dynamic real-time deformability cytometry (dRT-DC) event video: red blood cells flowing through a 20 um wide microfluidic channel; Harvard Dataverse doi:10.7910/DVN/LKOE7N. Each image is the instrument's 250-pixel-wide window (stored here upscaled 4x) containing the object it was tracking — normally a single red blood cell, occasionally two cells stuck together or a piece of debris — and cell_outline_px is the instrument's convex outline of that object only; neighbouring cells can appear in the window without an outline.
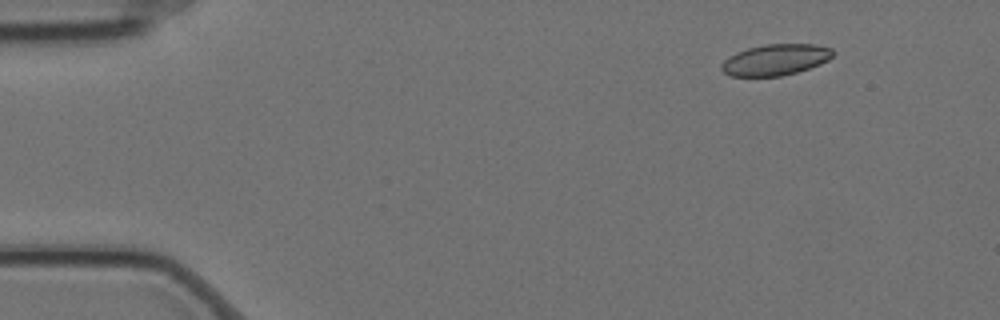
{"species": "Egyptian fruit bat (a non-hibernating species)", "species_latin": "Rousettus aegyptiacus", "temperature_condition": "cold", "stored_images_in_passage": 4, "camera_frame_rate_fps": 3000, "um_per_image_px": 0.085, "animal": {"sex": "female"}, "frame": {"image": 1, "passage_image": 1, "time_ms": 0.0, "image_size_px": [1000, 320], "cell_outline_px": [[836, 52], [828, 60], [820, 64], [796, 72], [780, 76], [728, 76], [720, 68], [720, 64], [728, 56], [736, 52], [748, 48], [764, 44], [816, 44], [832, 48]], "centroid_in_image_um": [65.9, 5.07], "position_along_channel_um": 19.1, "area_um2": 20.35}}
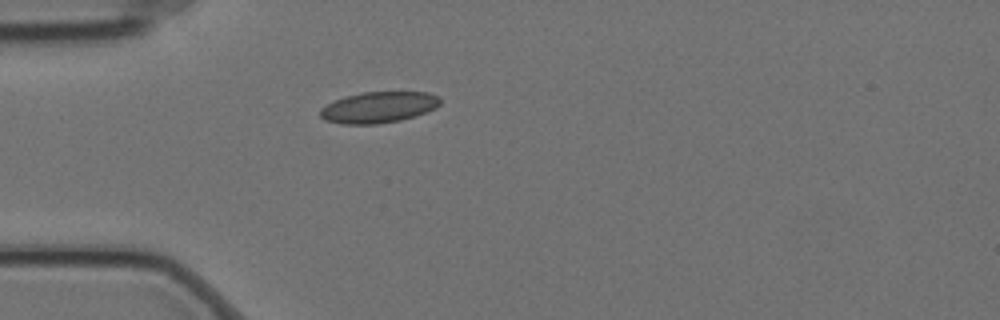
{"frame": {"image": 2, "passage_image": 4, "time_ms": 1.0, "image_size_px": [1000, 320], "cell_outline_px": [[440, 104], [436, 108], [416, 116], [400, 120], [376, 124], [340, 124], [324, 120], [320, 116], [320, 108], [344, 96], [364, 92], [428, 92], [440, 96]], "centroid_in_image_um": [32.19, 9.12], "position_along_channel_um": 52.8, "area_um2": 21.85}}